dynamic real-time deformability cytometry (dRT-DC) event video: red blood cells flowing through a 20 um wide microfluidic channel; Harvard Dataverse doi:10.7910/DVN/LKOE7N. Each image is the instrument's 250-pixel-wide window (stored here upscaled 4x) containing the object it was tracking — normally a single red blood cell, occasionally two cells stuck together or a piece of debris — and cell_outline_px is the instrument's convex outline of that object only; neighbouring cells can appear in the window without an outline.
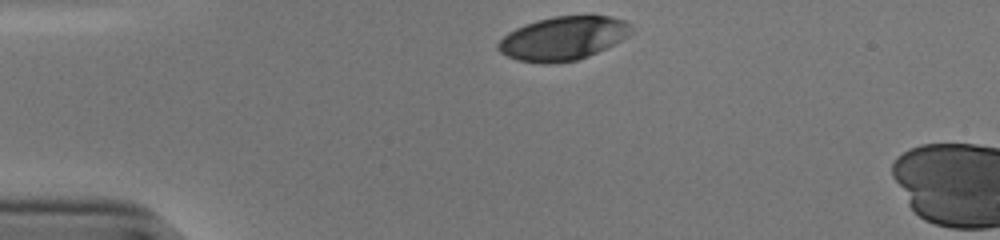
{"species": "human", "species_latin": "Homo sapiens", "temperature_condition": "cold", "stored_images_in_passage": 5, "camera_frame_rate_fps": 3000, "um_per_image_px": 0.085, "donor": {"sex": "male"}, "frame": {"image": 1, "passage_image": 1, "time_ms": 0.0, "image_size_px": [1000, 240], "cell_outline_px": [[632, 32], [628, 36], [588, 56], [576, 60], [548, 64], [540, 64], [516, 60], [500, 52], [496, 48], [496, 44], [508, 32], [524, 24], [536, 20], [552, 16], [588, 12], [612, 16], [624, 20], [632, 24]], "centroid_in_image_um": [47.87, 3.21], "position_along_channel_um": 37.1, "area_um2": 34.8}}